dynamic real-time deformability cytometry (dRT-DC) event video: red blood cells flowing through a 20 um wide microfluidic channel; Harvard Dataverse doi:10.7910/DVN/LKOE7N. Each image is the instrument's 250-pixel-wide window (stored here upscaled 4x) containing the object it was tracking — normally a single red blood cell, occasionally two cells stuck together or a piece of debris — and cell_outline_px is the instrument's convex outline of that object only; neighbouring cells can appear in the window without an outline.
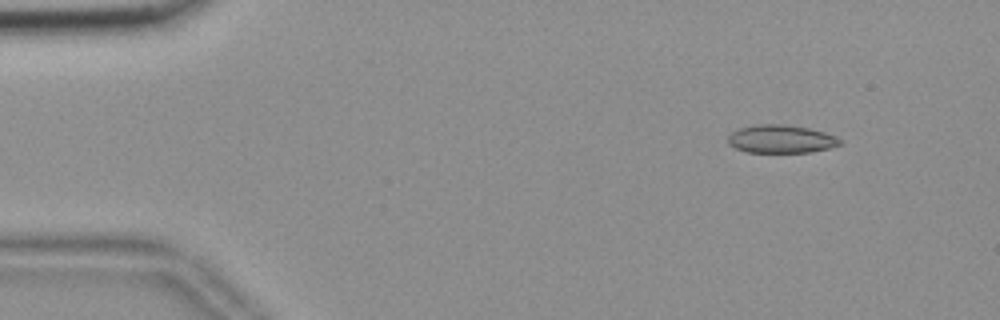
{"species": "common noctule bat (a hibernating species)", "species_latin": "Nyctalus noctula", "temperature_condition": "room temperature", "stored_images_in_passage": 55, "camera_frame_rate_fps": 3000, "um_per_image_px": 0.085, "animal": {"sex": "female", "body_mass_g": 18.4}, "frame": {"image": 1, "passage_image": 6, "time_ms": 1.667, "image_size_px": [1000, 320], "cell_outline_px": [[844, 144], [812, 152], [748, 152], [736, 148], [728, 144], [728, 136], [732, 132], [740, 128], [760, 124], [784, 124], [808, 128], [824, 132], [836, 136], [844, 140]], "centroid_in_image_um": [66.44, 11.82], "position_along_channel_um": 18.6, "area_um2": 18.38}}
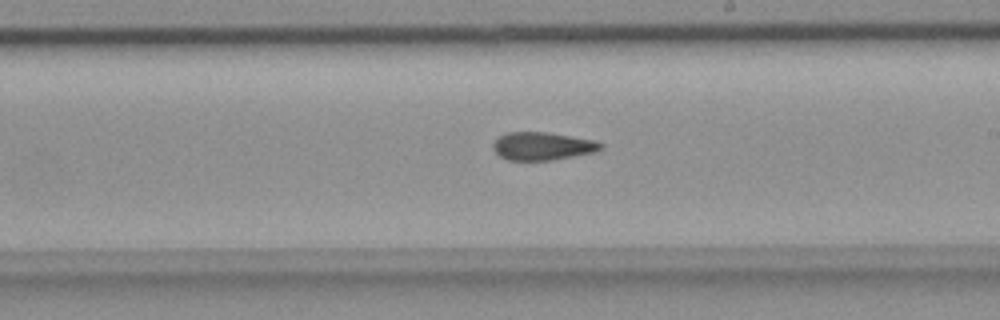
{"frame": {"image": 2, "passage_image": 32, "time_ms": 10.333, "image_size_px": [1000, 320], "cell_outline_px": [[604, 148], [592, 152], [552, 160], [508, 160], [500, 156], [492, 148], [492, 144], [504, 132], [548, 132], [596, 140], [604, 144]], "centroid_in_image_um": [46.11, 12.41], "position_along_channel_um": 242.9, "area_um2": 17.57}}
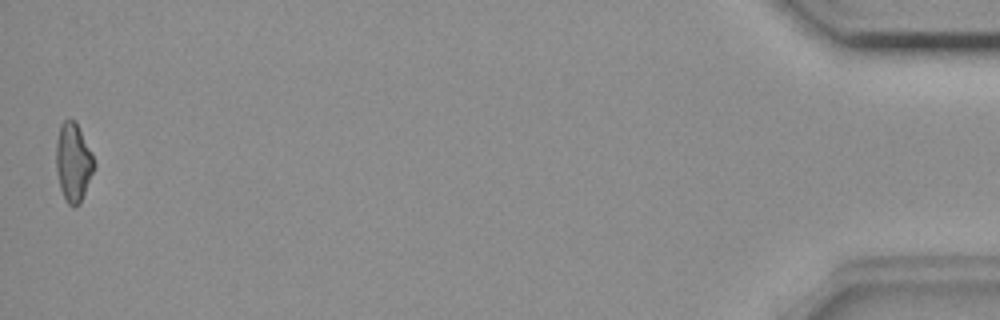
{"frame": {"image": 3, "passage_image": 55, "time_ms": 18.0, "image_size_px": [1000, 320], "cell_outline_px": [[96, 164], [80, 204], [68, 204], [60, 188], [56, 172], [56, 140], [60, 124], [64, 120], [76, 120]], "centroid_in_image_um": [6.21, 13.76], "position_along_channel_um": 429.0, "area_um2": 17.22}, "authors_computed_cell_mechanics": {"area_um2": 18.0336, "velocity_mm_per_s": 3.6513, "shape_relaxation_time_tau1_ms": null, "shape_relaxation_time_tau2_ms": 4.0085, "deformation_change_tau1": null, "deformation_change_tau2": 0.11}}